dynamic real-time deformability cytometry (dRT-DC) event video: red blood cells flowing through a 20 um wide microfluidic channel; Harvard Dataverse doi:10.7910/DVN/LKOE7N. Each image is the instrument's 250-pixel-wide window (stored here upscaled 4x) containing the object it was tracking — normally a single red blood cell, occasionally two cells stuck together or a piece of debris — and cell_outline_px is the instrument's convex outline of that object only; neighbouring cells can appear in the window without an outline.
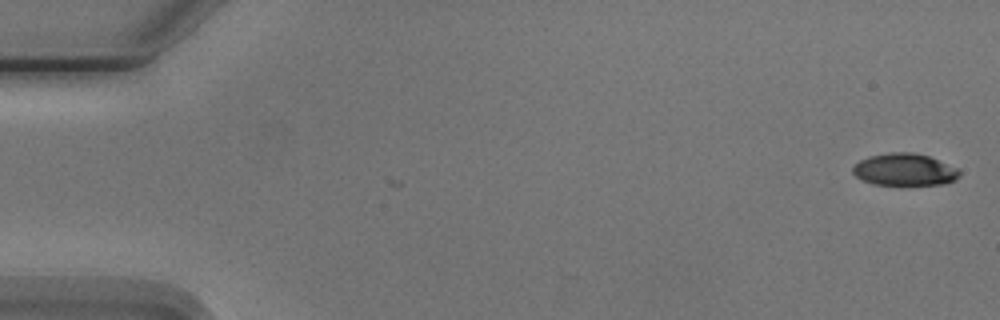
{"species": "Egyptian fruit bat (a non-hibernating species)", "species_latin": "Rousettus aegyptiacus", "temperature_condition": "cold", "stored_images_in_passage": 8, "camera_frame_rate_fps": 3000, "um_per_image_px": 0.085, "animal": {"sex": "male"}, "frame": {"image": 1, "passage_image": 1, "time_ms": 0.0, "image_size_px": [1000, 320], "cell_outline_px": [[960, 176], [956, 180], [944, 184], [872, 184], [856, 176], [852, 172], [852, 168], [860, 160], [868, 156], [888, 152], [912, 152], [928, 156], [956, 168], [960, 172]], "centroid_in_image_um": [76.87, 14.41], "position_along_channel_um": 8.1, "area_um2": 19.77}}